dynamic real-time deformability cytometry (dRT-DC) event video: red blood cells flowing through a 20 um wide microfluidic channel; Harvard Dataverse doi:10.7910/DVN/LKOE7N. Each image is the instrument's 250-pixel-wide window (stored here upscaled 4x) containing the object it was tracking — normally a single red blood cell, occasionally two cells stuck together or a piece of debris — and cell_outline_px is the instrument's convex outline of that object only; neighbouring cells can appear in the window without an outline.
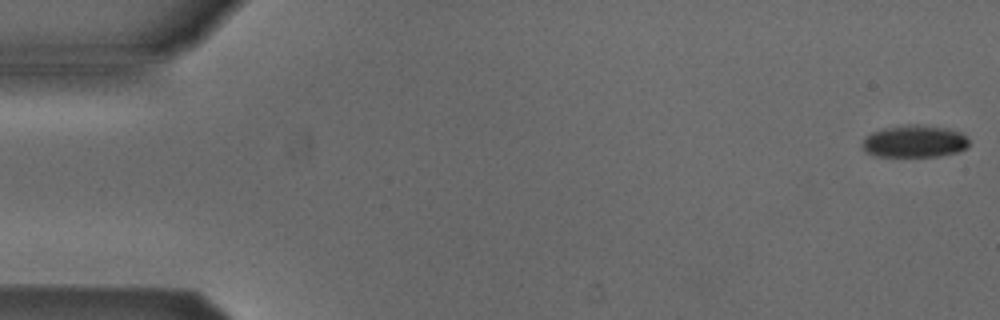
{"species": "Egyptian fruit bat (a non-hibernating species)", "species_latin": "Rousettus aegyptiacus", "temperature_condition": "cold", "stored_images_in_passage": 12, "camera_frame_rate_fps": 3000, "um_per_image_px": 0.085, "animal": {"sex": "male"}, "frame": {"image": 1, "passage_image": 1, "time_ms": 0.0, "image_size_px": [1000, 320], "cell_outline_px": [[968, 148], [956, 152], [940, 156], [876, 156], [868, 152], [860, 144], [864, 136], [872, 132], [884, 128], [908, 124], [920, 124], [948, 128], [960, 132], [968, 136]], "centroid_in_image_um": [77.74, 12.0], "position_along_channel_um": 7.3, "area_um2": 20.23}}